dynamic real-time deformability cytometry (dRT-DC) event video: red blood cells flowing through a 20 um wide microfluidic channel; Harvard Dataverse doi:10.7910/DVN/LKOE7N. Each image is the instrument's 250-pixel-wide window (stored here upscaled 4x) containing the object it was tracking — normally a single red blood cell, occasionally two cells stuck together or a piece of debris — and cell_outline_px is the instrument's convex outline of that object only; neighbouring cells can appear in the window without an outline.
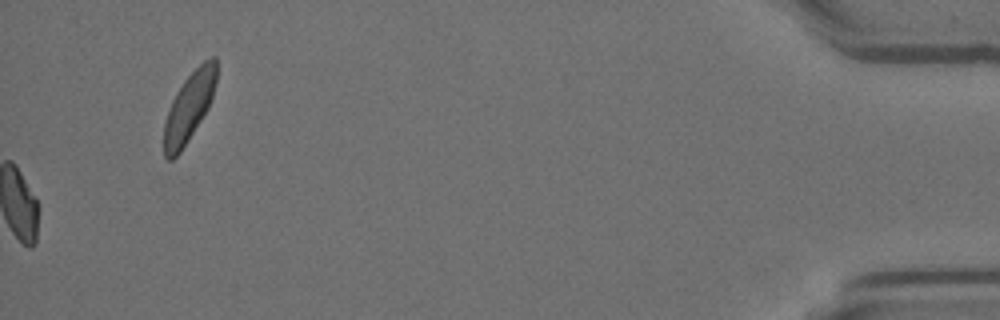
{"species": "Egyptian fruit bat (a non-hibernating species)", "species_latin": "Rousettus aegyptiacus", "temperature_condition": "room temperature", "stored_images_in_passage": 45, "camera_frame_rate_fps": 3000, "um_per_image_px": 0.085, "animal": {"sex": "female"}, "frame": {"image": 1, "passage_image": 45, "time_ms": 14.667, "image_size_px": [1000, 320], "cell_outline_px": [[216, 80], [212, 96], [208, 108], [180, 152], [172, 160], [168, 160], [164, 156], [164, 124], [172, 100], [176, 92], [184, 80], [204, 60], [212, 56], [216, 56]], "centroid_in_image_um": [16.06, 9.09], "position_along_channel_um": 419.1, "area_um2": 20.69}}